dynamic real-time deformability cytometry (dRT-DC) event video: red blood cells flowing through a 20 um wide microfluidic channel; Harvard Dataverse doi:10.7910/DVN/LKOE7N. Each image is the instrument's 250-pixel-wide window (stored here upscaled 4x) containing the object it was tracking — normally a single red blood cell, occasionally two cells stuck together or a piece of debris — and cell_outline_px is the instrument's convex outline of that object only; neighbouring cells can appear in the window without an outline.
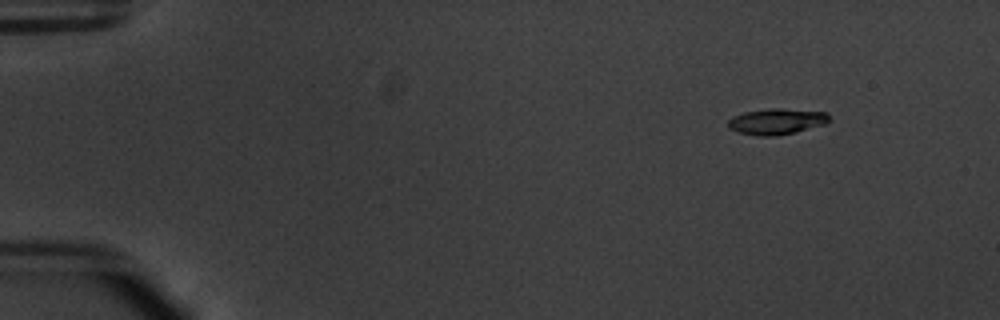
{"species": "common noctule bat (a hibernating species)", "species_latin": "Nyctalus noctula", "temperature_condition": "warm", "stored_images_in_passage": 20, "camera_frame_rate_fps": 3000, "um_per_image_px": 0.085, "animal": {"sex": "male", "body_mass_g": 20.1, "forearm_length_mm": 53.5}, "frame": {"image": 1, "passage_image": 1, "time_ms": 0.0, "image_size_px": [1000, 320], "cell_outline_px": [[832, 120], [824, 124], [796, 132], [776, 136], [760, 136], [740, 132], [728, 128], [728, 120], [732, 116], [744, 112], [772, 108], [780, 108], [828, 112]], "centroid_in_image_um": [66.04, 10.32], "position_along_channel_um": 19.0, "area_um2": 15.37}}
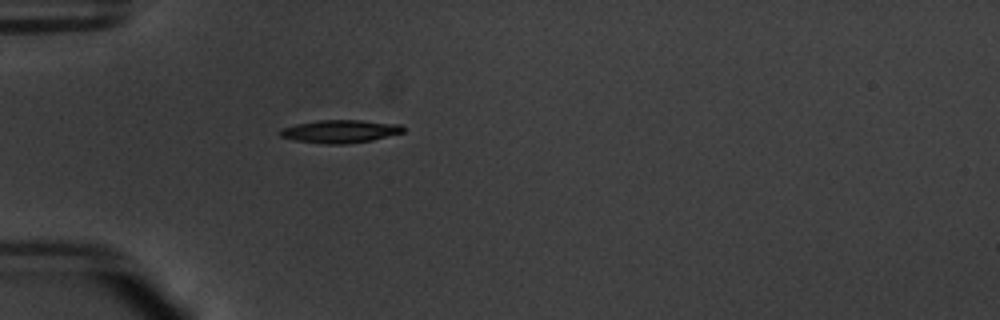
{"frame": {"image": 2, "passage_image": 12, "time_ms": 3.667, "image_size_px": [1000, 320], "cell_outline_px": [[404, 132], [372, 140], [344, 144], [324, 144], [296, 140], [280, 136], [276, 132], [280, 128], [296, 124], [316, 120], [360, 120], [400, 124], [404, 128]], "centroid_in_image_um": [28.87, 11.16], "position_along_channel_um": 56.1, "area_um2": 16.53}}